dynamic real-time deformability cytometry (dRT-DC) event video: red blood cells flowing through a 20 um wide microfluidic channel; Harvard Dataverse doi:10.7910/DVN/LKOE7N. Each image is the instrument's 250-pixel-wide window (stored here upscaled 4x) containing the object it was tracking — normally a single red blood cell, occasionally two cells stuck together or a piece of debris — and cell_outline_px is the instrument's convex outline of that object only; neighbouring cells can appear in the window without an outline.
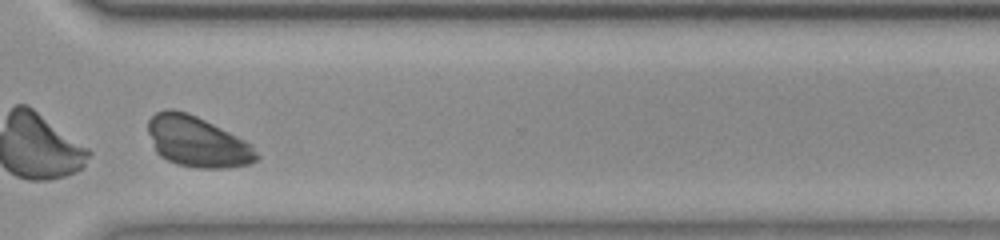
{"species": "common noctule bat (a hibernating species)", "species_latin": "Nyctalus noctula", "temperature_condition": "room temperature", "stored_images_in_passage": 35, "camera_frame_rate_fps": 3000, "um_per_image_px": 0.085, "animal": {"sex": "female", "body_mass_g": 23.0, "forearm_length_mm": 53.4}, "frame": {"image": 1, "passage_image": 31, "time_ms": 10.0, "image_size_px": [1000, 240], "cell_outline_px": [[260, 156], [256, 160], [248, 164], [228, 168], [196, 168], [176, 164], [160, 156], [156, 152], [148, 132], [148, 120], [156, 112], [168, 108], [172, 108], [188, 112], [252, 144]], "centroid_in_image_um": [16.75, 12.05], "position_along_channel_um": 353.8, "area_um2": 31.96}}